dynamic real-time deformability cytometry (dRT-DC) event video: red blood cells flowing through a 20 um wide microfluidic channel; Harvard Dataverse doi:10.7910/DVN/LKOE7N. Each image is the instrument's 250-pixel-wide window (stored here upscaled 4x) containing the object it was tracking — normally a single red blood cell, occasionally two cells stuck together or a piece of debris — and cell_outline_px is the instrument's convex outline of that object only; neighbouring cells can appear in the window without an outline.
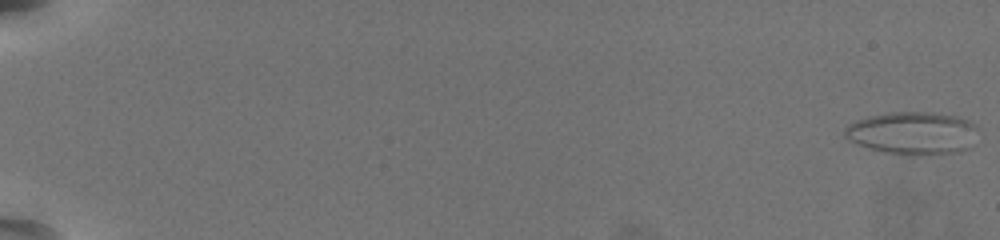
{"species": "common noctule bat (a hibernating species)", "species_latin": "Nyctalus noctula", "temperature_condition": "warm", "stored_images_in_passage": 61, "camera_frame_rate_fps": 3000, "um_per_image_px": 0.085, "animal": {"sex": "female", "body_mass_g": 19.5, "forearm_length_mm": 54.1}, "frame": {"image": 1, "passage_image": 1, "time_ms": 0.0, "image_size_px": [1000, 240], "cell_outline_px": [[976, 128], [968, 148], [956, 152], [888, 152], [872, 148], [848, 140], [844, 136], [844, 132], [848, 124], [856, 120], [872, 116], [892, 112], [924, 112], [952, 116], [968, 120]], "centroid_in_image_um": [77.51, 11.26], "position_along_channel_um": 7.5, "area_um2": 31.33}}
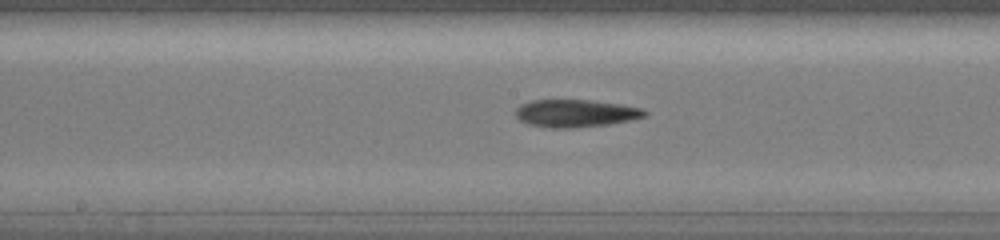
{"frame": {"image": 2, "passage_image": 35, "time_ms": 11.333, "image_size_px": [1000, 240], "cell_outline_px": [[648, 112], [644, 116], [632, 120], [608, 124], [572, 128], [548, 128], [528, 124], [520, 120], [516, 116], [516, 108], [520, 104], [532, 100], [588, 100], [620, 104], [644, 108]], "centroid_in_image_um": [48.92, 9.63], "position_along_channel_um": 199.3, "area_um2": 20.81}}
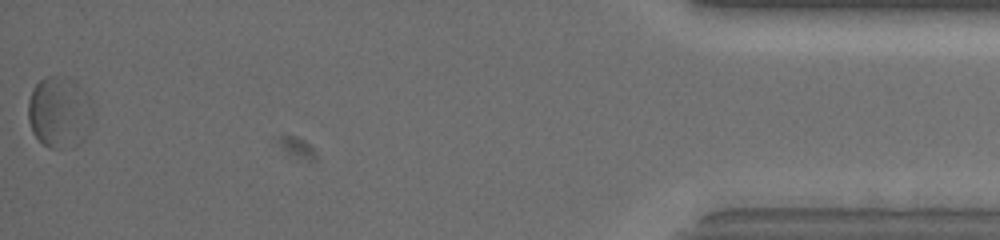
{"frame": {"image": 3, "passage_image": 60, "time_ms": 19.667, "image_size_px": [1000, 240], "cell_outline_px": [[76, 84], [60, 148], [48, 148], [32, 132], [28, 120], [28, 100], [32, 88], [40, 80], [48, 76], [68, 76]], "centroid_in_image_um": [4.3, 9.25], "position_along_channel_um": 430.9, "area_um2": 18.38}, "authors_computed_cell_mechanics": {"area_um2": 20.7502, "velocity_mm_per_s": 3.6959, "shape_relaxation_time_tau1_ms": 4.5974, "shape_relaxation_time_tau2_ms": 3.358, "deformation_change_tau1": 0.1297, "deformation_change_tau2": 0.1018}}